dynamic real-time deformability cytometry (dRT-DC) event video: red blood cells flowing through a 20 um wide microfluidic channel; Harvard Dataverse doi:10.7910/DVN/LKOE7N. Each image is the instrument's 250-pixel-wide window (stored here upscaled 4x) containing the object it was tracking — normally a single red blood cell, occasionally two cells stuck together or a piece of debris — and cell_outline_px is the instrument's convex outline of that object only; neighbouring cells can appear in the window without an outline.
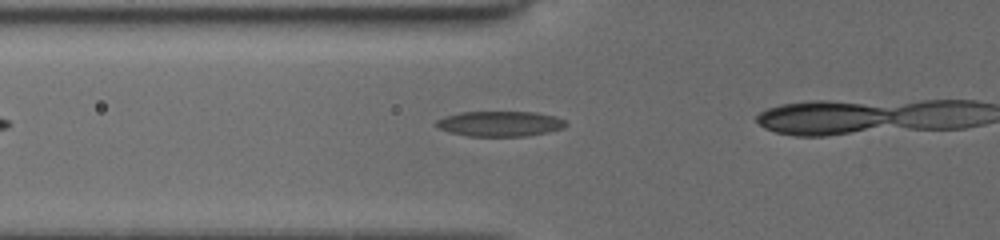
{"species": "common noctule bat (a hibernating species)", "species_latin": "Nyctalus noctula", "temperature_condition": "cold", "stored_images_in_passage": 16, "camera_frame_rate_fps": 3000, "um_per_image_px": 0.085, "animal": {"sex": "female", "body_mass_g": 19.5, "forearm_length_mm": 54.1}, "frame": {"image": 1, "passage_image": 2, "time_ms": 0.333, "image_size_px": [1000, 240], "cell_outline_px": [[568, 124], [564, 128], [548, 132], [524, 136], [468, 136], [448, 132], [432, 124], [436, 120], [444, 116], [460, 112], [536, 112], [552, 116], [564, 120]], "centroid_in_image_um": [42.45, 10.52], "position_along_channel_um": 83.3, "area_um2": 19.13}}
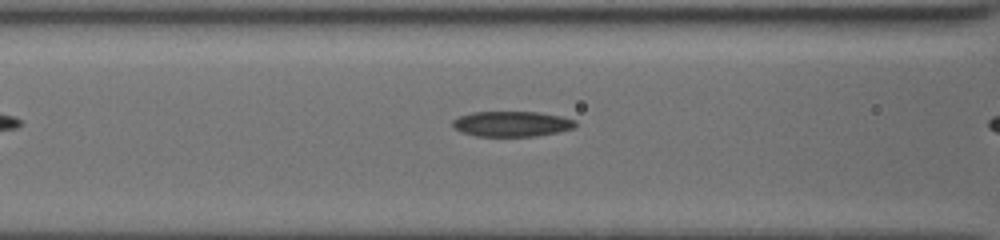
{"frame": {"image": 2, "passage_image": 7, "time_ms": 1.333, "image_size_px": [1000, 240], "cell_outline_px": [[576, 128], [536, 136], [476, 136], [460, 132], [452, 128], [452, 120], [460, 116], [472, 112], [540, 112], [560, 116], [576, 120]], "centroid_in_image_um": [43.48, 10.53], "position_along_channel_um": 123.1, "area_um2": 18.26}}
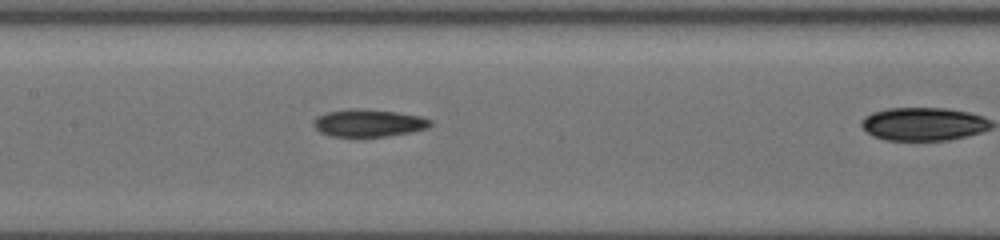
{"frame": {"image": 3, "passage_image": 14, "time_ms": 2.667, "image_size_px": [1000, 240], "cell_outline_px": [[432, 124], [428, 128], [412, 132], [388, 136], [328, 136], [320, 132], [312, 124], [312, 120], [316, 116], [328, 112], [348, 108], [356, 108], [396, 112], [420, 116], [432, 120]], "centroid_in_image_um": [31.31, 10.45], "position_along_channel_um": 176.1, "area_um2": 18.79}}